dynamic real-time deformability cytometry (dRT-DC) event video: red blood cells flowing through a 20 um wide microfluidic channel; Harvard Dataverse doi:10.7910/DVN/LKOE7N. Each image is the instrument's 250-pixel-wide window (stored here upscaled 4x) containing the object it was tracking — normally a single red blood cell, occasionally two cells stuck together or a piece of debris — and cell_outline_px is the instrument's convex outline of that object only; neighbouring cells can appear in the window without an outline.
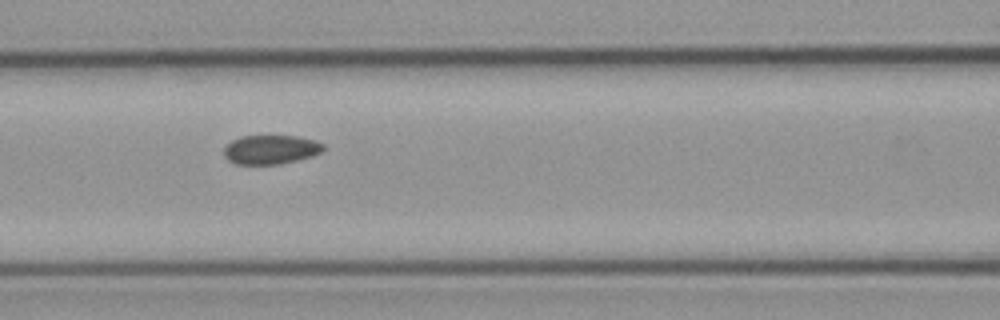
{"species": "common noctule bat (a hibernating species)", "species_latin": "Nyctalus noctula", "temperature_condition": "cold", "stored_images_in_passage": 9, "camera_frame_rate_fps": 3000, "um_per_image_px": 0.085, "animal": {"sex": "male", "body_mass_g": 23.1, "forearm_length_mm": 52.7}, "frame": {"image": 1, "passage_image": 6, "time_ms": 5.667, "image_size_px": [1000, 320], "cell_outline_px": [[324, 148], [320, 152], [312, 156], [280, 164], [236, 164], [228, 160], [224, 156], [224, 148], [232, 140], [240, 136], [296, 136], [316, 140], [324, 144]], "centroid_in_image_um": [23.01, 12.71], "position_along_channel_um": 143.6, "area_um2": 16.82}}
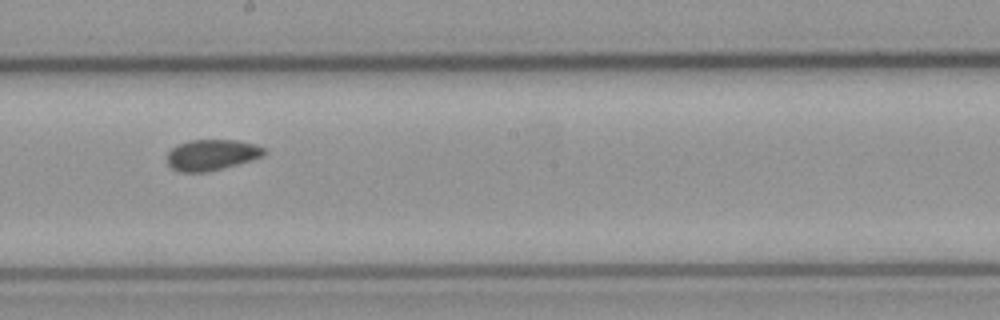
{"frame": {"image": 2, "passage_image": 8, "time_ms": 8.0, "image_size_px": [1000, 320], "cell_outline_px": [[268, 152], [264, 156], [252, 160], [224, 168], [208, 172], [180, 172], [172, 168], [168, 164], [168, 152], [172, 148], [180, 144], [192, 140], [236, 140], [256, 144], [264, 148]], "centroid_in_image_um": [18.04, 13.17], "position_along_channel_um": 230.2, "area_um2": 17.51}}
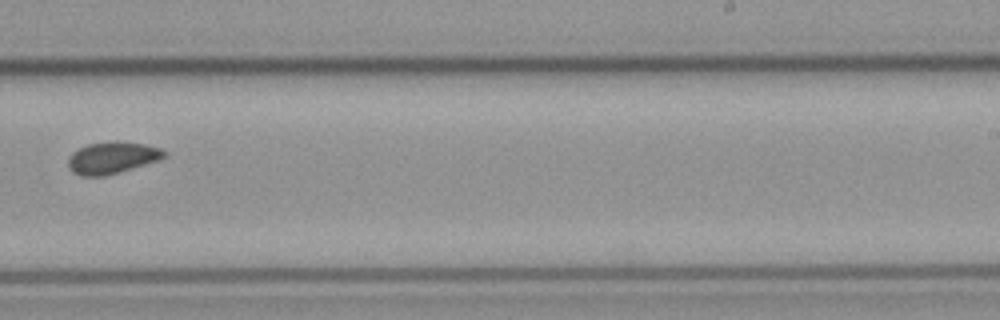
{"frame": {"image": 3, "passage_image": 9, "time_ms": 9.333, "image_size_px": [1000, 320], "cell_outline_px": [[168, 152], [160, 160], [120, 172], [104, 176], [80, 176], [72, 172], [68, 168], [68, 156], [72, 152], [88, 144], [116, 140], [144, 144], [160, 148]], "centroid_in_image_um": [9.52, 13.41], "position_along_channel_um": 279.5, "area_um2": 18.03}}